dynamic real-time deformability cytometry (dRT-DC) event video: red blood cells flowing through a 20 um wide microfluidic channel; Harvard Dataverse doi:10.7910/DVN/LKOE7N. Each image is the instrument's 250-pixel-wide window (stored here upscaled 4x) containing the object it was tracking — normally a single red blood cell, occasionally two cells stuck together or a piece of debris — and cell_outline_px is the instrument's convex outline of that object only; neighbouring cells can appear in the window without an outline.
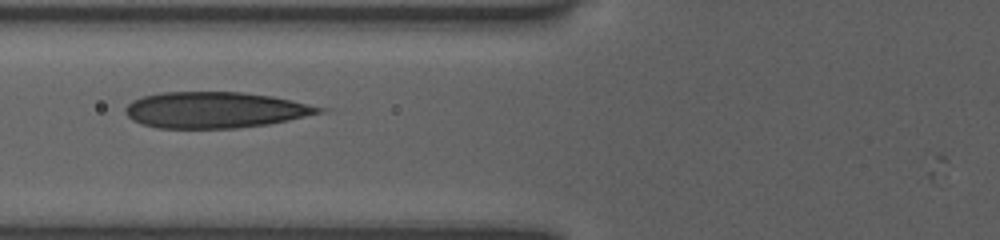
{"species": "human", "species_latin": "Homo sapiens", "temperature_condition": "room temperature", "stored_images_in_passage": 38, "camera_frame_rate_fps": 3000, "um_per_image_px": 0.085, "donor": {"sex": "female"}, "frame": {"image": 1, "passage_image": 11, "time_ms": 3.333, "image_size_px": [1000, 240], "cell_outline_px": [[328, 108], [324, 112], [288, 120], [268, 124], [236, 128], [156, 128], [132, 120], [124, 112], [124, 108], [132, 100], [144, 96], [160, 92], [240, 92], [272, 96]], "centroid_in_image_um": [18.28, 9.34], "position_along_channel_um": 107.5, "area_um2": 40.75}}
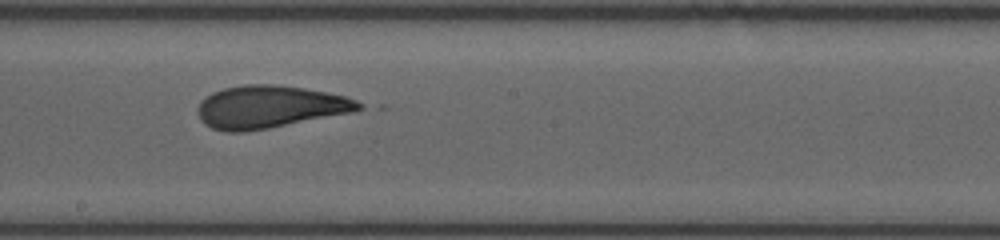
{"frame": {"image": 2, "passage_image": 20, "time_ms": 6.333, "image_size_px": [1000, 240], "cell_outline_px": [[364, 108], [356, 112], [268, 128], [244, 132], [224, 132], [212, 128], [204, 124], [200, 120], [196, 112], [200, 100], [212, 92], [224, 88], [244, 84], [272, 84], [304, 88], [344, 96], [356, 100], [364, 104]], "centroid_in_image_um": [22.9, 9.09], "position_along_channel_um": 225.3, "area_um2": 40.23}}
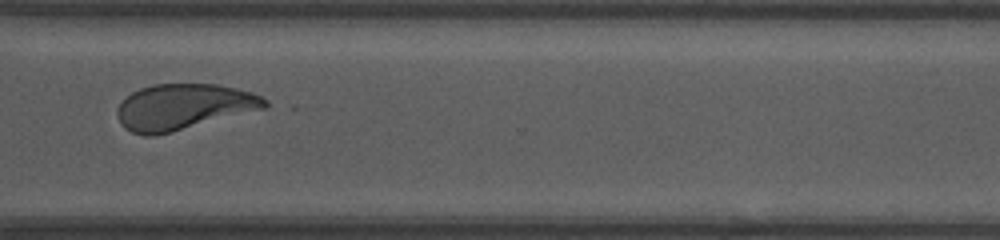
{"frame": {"image": 3, "passage_image": 30, "time_ms": 9.667, "image_size_px": [1000, 240], "cell_outline_px": [[268, 108], [156, 136], [144, 136], [132, 132], [124, 128], [120, 124], [116, 112], [120, 104], [132, 92], [140, 88], [152, 84], [216, 84], [236, 88], [252, 92], [268, 100]], "centroid_in_image_um": [15.61, 9.09], "position_along_channel_um": 355.0, "area_um2": 39.65}}